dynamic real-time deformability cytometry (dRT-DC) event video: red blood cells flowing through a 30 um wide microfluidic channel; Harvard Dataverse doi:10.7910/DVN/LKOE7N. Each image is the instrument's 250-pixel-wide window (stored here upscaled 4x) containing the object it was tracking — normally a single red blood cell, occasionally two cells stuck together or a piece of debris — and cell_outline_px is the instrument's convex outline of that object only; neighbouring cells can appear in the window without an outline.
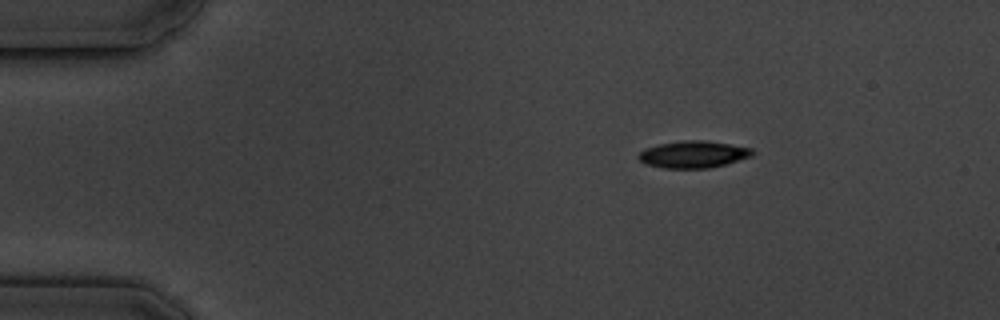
{"species": "common noctule bat (a hibernating species)", "species_latin": "Nyctalus noctula", "temperature_condition": "cold", "stored_images_in_passage": 4, "camera_frame_rate_fps": 3000, "um_per_image_px": 0.085, "animal": {"sex": "male", "body_mass_g": 19.5, "forearm_length_mm": 54.6}, "frame": {"image": 1, "passage_image": 1, "time_ms": 0.0, "image_size_px": [1000, 320], "cell_outline_px": [[756, 152], [752, 156], [724, 164], [708, 168], [664, 168], [648, 164], [640, 160], [636, 156], [644, 148], [656, 144], [684, 140], [704, 140], [752, 148]], "centroid_in_image_um": [58.91, 13.11], "position_along_channel_um": 26.1, "area_um2": 17.86}}
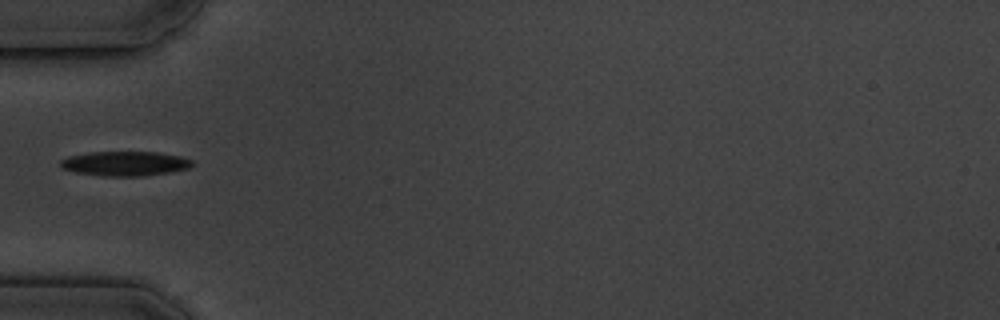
{"frame": {"image": 2, "passage_image": 4, "time_ms": 3.333, "image_size_px": [1000, 320], "cell_outline_px": [[196, 164], [188, 168], [168, 172], [144, 176], [104, 176], [76, 172], [64, 168], [60, 164], [60, 160], [68, 156], [92, 152], [156, 152], [180, 156], [192, 160]], "centroid_in_image_um": [10.65, 13.9], "position_along_channel_um": 74.3, "area_um2": 18.73}}